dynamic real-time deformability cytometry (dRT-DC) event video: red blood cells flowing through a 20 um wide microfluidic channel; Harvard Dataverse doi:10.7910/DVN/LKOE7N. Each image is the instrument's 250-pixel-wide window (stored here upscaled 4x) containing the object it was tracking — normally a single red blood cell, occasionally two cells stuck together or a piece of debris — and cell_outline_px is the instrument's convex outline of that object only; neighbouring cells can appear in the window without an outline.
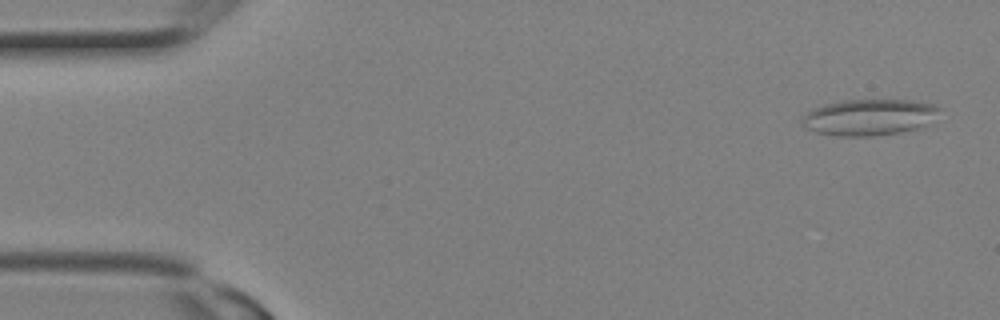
{"species": "Egyptian fruit bat (a non-hibernating species)", "species_latin": "Rousettus aegyptiacus", "temperature_condition": "room temperature", "stored_images_in_passage": 9, "camera_frame_rate_fps": 3000, "um_per_image_px": 0.085, "animal": {"sex": "female"}, "frame": {"image": 1, "passage_image": 1, "time_ms": 0.0, "image_size_px": [1000, 320], "cell_outline_px": [[944, 108], [924, 128], [876, 136], [836, 136], [816, 132], [804, 128], [800, 120], [812, 108], [824, 104], [844, 100], [912, 100], [936, 104]], "centroid_in_image_um": [73.93, 9.97], "position_along_channel_um": 11.1, "area_um2": 29.59}}
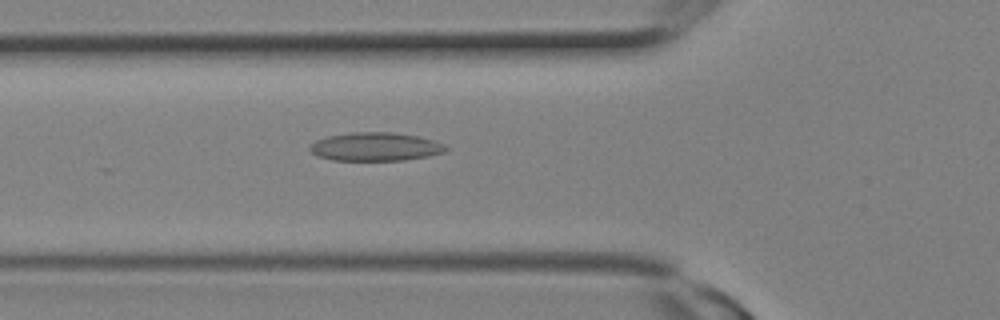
{"frame": {"image": 2, "passage_image": 9, "time_ms": 2.667, "image_size_px": [1000, 320], "cell_outline_px": [[448, 148], [444, 152], [428, 156], [404, 160], [332, 160], [316, 156], [308, 148], [316, 140], [328, 136], [348, 132], [392, 132], [416, 136], [432, 140], [444, 144]], "centroid_in_image_um": [31.88, 12.47], "position_along_channel_um": 93.9, "area_um2": 22.48}}